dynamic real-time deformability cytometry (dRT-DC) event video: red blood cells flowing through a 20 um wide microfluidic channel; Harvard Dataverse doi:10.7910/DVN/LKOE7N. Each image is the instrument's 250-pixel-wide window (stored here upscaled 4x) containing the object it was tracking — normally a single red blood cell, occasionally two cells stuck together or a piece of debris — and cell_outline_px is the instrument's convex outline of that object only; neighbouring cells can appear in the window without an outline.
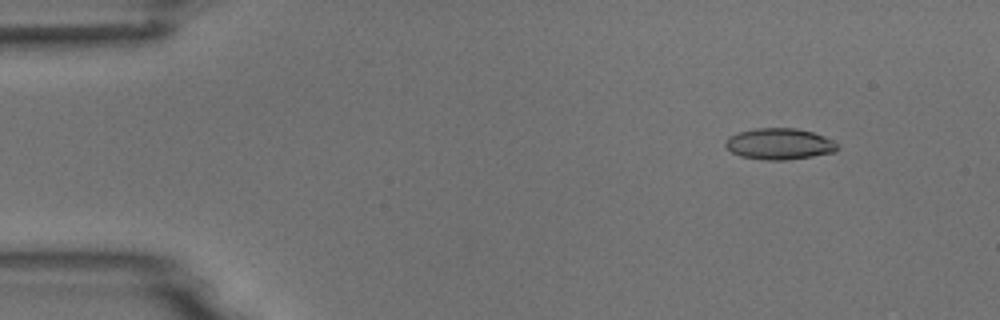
{"species": "common noctule bat (a hibernating species)", "species_latin": "Nyctalus noctula", "temperature_condition": "room temperature", "stored_images_in_passage": 5, "camera_frame_rate_fps": 3000, "um_per_image_px": 0.085, "animal": {"sex": "male", "body_mass_g": 18.8}, "frame": {"image": 1, "passage_image": 2, "time_ms": 1.333, "image_size_px": [1000, 320], "cell_outline_px": [[840, 148], [836, 152], [788, 160], [764, 160], [740, 156], [732, 152], [724, 144], [728, 136], [740, 132], [756, 128], [796, 128], [812, 132], [824, 136], [832, 140]], "centroid_in_image_um": [66.25, 12.24], "position_along_channel_um": 18.7, "area_um2": 20.4}}
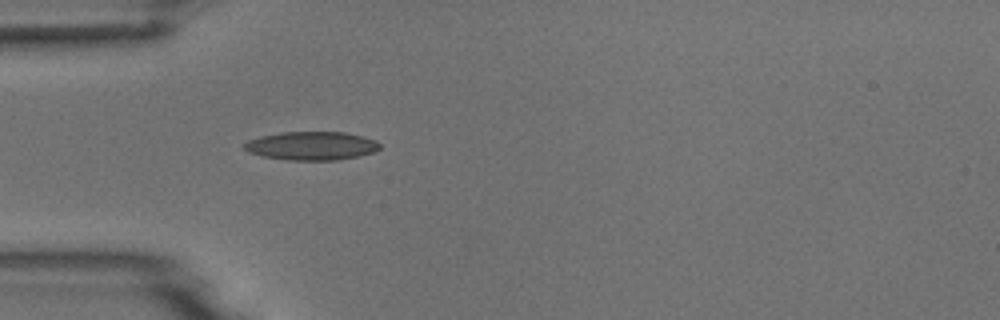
{"frame": {"image": 2, "passage_image": 5, "time_ms": 4.667, "image_size_px": [1000, 320], "cell_outline_px": [[380, 148], [376, 152], [336, 160], [284, 160], [260, 156], [248, 152], [244, 148], [244, 144], [248, 140], [260, 136], [280, 132], [344, 132], [364, 136], [376, 140], [380, 144]], "centroid_in_image_um": [26.47, 12.39], "position_along_channel_um": 58.5, "area_um2": 22.72}}